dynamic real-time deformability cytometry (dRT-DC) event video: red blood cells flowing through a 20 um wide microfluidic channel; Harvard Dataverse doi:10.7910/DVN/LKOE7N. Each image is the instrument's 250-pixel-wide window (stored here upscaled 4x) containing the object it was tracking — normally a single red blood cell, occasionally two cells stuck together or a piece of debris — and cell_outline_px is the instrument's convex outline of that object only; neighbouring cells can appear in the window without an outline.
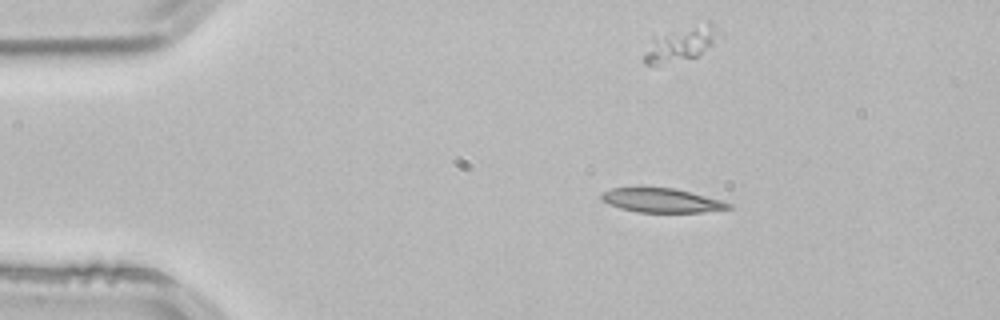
{"species": "common noctule bat (a hibernating species)", "species_latin": "Nyctalus noctula", "temperature_condition": "room temperature", "stored_images_in_passage": 2, "camera_frame_rate_fps": 3000, "um_per_image_px": 0.085, "animal": {"sex": "male", "body_mass_g": 21.5, "forearm_length_mm": 52.0}, "frame": {"image": 1, "passage_image": 1, "time_ms": 0.0, "image_size_px": [1000, 320], "cell_outline_px": [[732, 208], [704, 212], [636, 212], [620, 208], [608, 204], [600, 200], [600, 196], [604, 192], [612, 188], [672, 188], [720, 200], [732, 204]], "centroid_in_image_um": [56.2, 17.05], "position_along_channel_um": 28.8, "area_um2": 17.57}}